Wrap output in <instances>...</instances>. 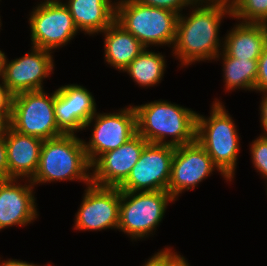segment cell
<instances>
[{
    "mask_svg": "<svg viewBox=\"0 0 267 266\" xmlns=\"http://www.w3.org/2000/svg\"><path fill=\"white\" fill-rule=\"evenodd\" d=\"M0 266H43V265L42 264L40 265L39 263L23 261L21 259H15V258L3 259L0 256Z\"/></svg>",
    "mask_w": 267,
    "mask_h": 266,
    "instance_id": "obj_31",
    "label": "cell"
},
{
    "mask_svg": "<svg viewBox=\"0 0 267 266\" xmlns=\"http://www.w3.org/2000/svg\"><path fill=\"white\" fill-rule=\"evenodd\" d=\"M38 187L57 182L91 184V163L85 152L82 137L62 134L44 140L36 173L30 180Z\"/></svg>",
    "mask_w": 267,
    "mask_h": 266,
    "instance_id": "obj_4",
    "label": "cell"
},
{
    "mask_svg": "<svg viewBox=\"0 0 267 266\" xmlns=\"http://www.w3.org/2000/svg\"><path fill=\"white\" fill-rule=\"evenodd\" d=\"M214 1H221V0H192V2H214Z\"/></svg>",
    "mask_w": 267,
    "mask_h": 266,
    "instance_id": "obj_35",
    "label": "cell"
},
{
    "mask_svg": "<svg viewBox=\"0 0 267 266\" xmlns=\"http://www.w3.org/2000/svg\"><path fill=\"white\" fill-rule=\"evenodd\" d=\"M137 134L148 143L182 146L196 140L197 113L191 108L158 99L134 105Z\"/></svg>",
    "mask_w": 267,
    "mask_h": 266,
    "instance_id": "obj_2",
    "label": "cell"
},
{
    "mask_svg": "<svg viewBox=\"0 0 267 266\" xmlns=\"http://www.w3.org/2000/svg\"><path fill=\"white\" fill-rule=\"evenodd\" d=\"M178 14L135 0H116L115 20L132 33L145 48L172 49L176 38Z\"/></svg>",
    "mask_w": 267,
    "mask_h": 266,
    "instance_id": "obj_5",
    "label": "cell"
},
{
    "mask_svg": "<svg viewBox=\"0 0 267 266\" xmlns=\"http://www.w3.org/2000/svg\"><path fill=\"white\" fill-rule=\"evenodd\" d=\"M210 106L207 117L197 113L196 141L220 171L233 182L242 149L239 128L221 97L214 98Z\"/></svg>",
    "mask_w": 267,
    "mask_h": 266,
    "instance_id": "obj_3",
    "label": "cell"
},
{
    "mask_svg": "<svg viewBox=\"0 0 267 266\" xmlns=\"http://www.w3.org/2000/svg\"><path fill=\"white\" fill-rule=\"evenodd\" d=\"M91 130L89 140L82 138L91 165L104 153L128 142L137 134L133 104L118 110L97 113L85 124L83 132Z\"/></svg>",
    "mask_w": 267,
    "mask_h": 266,
    "instance_id": "obj_8",
    "label": "cell"
},
{
    "mask_svg": "<svg viewBox=\"0 0 267 266\" xmlns=\"http://www.w3.org/2000/svg\"><path fill=\"white\" fill-rule=\"evenodd\" d=\"M227 18L232 19L229 0L193 2L178 16L176 38L170 54L178 60L180 69L214 62L223 50L224 37L220 36V27Z\"/></svg>",
    "mask_w": 267,
    "mask_h": 266,
    "instance_id": "obj_1",
    "label": "cell"
},
{
    "mask_svg": "<svg viewBox=\"0 0 267 266\" xmlns=\"http://www.w3.org/2000/svg\"><path fill=\"white\" fill-rule=\"evenodd\" d=\"M224 35L223 51L229 57L258 60L267 42V24L237 21Z\"/></svg>",
    "mask_w": 267,
    "mask_h": 266,
    "instance_id": "obj_18",
    "label": "cell"
},
{
    "mask_svg": "<svg viewBox=\"0 0 267 266\" xmlns=\"http://www.w3.org/2000/svg\"><path fill=\"white\" fill-rule=\"evenodd\" d=\"M140 266H162V249L154 252L153 255L145 259V262Z\"/></svg>",
    "mask_w": 267,
    "mask_h": 266,
    "instance_id": "obj_32",
    "label": "cell"
},
{
    "mask_svg": "<svg viewBox=\"0 0 267 266\" xmlns=\"http://www.w3.org/2000/svg\"><path fill=\"white\" fill-rule=\"evenodd\" d=\"M38 1L41 2V0ZM53 1H62V0H42V2H53Z\"/></svg>",
    "mask_w": 267,
    "mask_h": 266,
    "instance_id": "obj_36",
    "label": "cell"
},
{
    "mask_svg": "<svg viewBox=\"0 0 267 266\" xmlns=\"http://www.w3.org/2000/svg\"><path fill=\"white\" fill-rule=\"evenodd\" d=\"M232 20L267 24V0H229Z\"/></svg>",
    "mask_w": 267,
    "mask_h": 266,
    "instance_id": "obj_23",
    "label": "cell"
},
{
    "mask_svg": "<svg viewBox=\"0 0 267 266\" xmlns=\"http://www.w3.org/2000/svg\"><path fill=\"white\" fill-rule=\"evenodd\" d=\"M2 17H1V14H0V32H1V30H2V25H3V23H2Z\"/></svg>",
    "mask_w": 267,
    "mask_h": 266,
    "instance_id": "obj_38",
    "label": "cell"
},
{
    "mask_svg": "<svg viewBox=\"0 0 267 266\" xmlns=\"http://www.w3.org/2000/svg\"><path fill=\"white\" fill-rule=\"evenodd\" d=\"M29 11L26 18L33 47L55 53L80 35L69 9L62 1H37Z\"/></svg>",
    "mask_w": 267,
    "mask_h": 266,
    "instance_id": "obj_7",
    "label": "cell"
},
{
    "mask_svg": "<svg viewBox=\"0 0 267 266\" xmlns=\"http://www.w3.org/2000/svg\"><path fill=\"white\" fill-rule=\"evenodd\" d=\"M165 53L144 48V50L121 72L141 89L157 87L164 80L167 59Z\"/></svg>",
    "mask_w": 267,
    "mask_h": 266,
    "instance_id": "obj_21",
    "label": "cell"
},
{
    "mask_svg": "<svg viewBox=\"0 0 267 266\" xmlns=\"http://www.w3.org/2000/svg\"><path fill=\"white\" fill-rule=\"evenodd\" d=\"M97 110L93 93L80 83L64 84L54 90L55 118L64 134L83 133L85 124Z\"/></svg>",
    "mask_w": 267,
    "mask_h": 266,
    "instance_id": "obj_15",
    "label": "cell"
},
{
    "mask_svg": "<svg viewBox=\"0 0 267 266\" xmlns=\"http://www.w3.org/2000/svg\"><path fill=\"white\" fill-rule=\"evenodd\" d=\"M13 130L43 140L64 134L57 126L54 91H25L14 95L8 124Z\"/></svg>",
    "mask_w": 267,
    "mask_h": 266,
    "instance_id": "obj_9",
    "label": "cell"
},
{
    "mask_svg": "<svg viewBox=\"0 0 267 266\" xmlns=\"http://www.w3.org/2000/svg\"><path fill=\"white\" fill-rule=\"evenodd\" d=\"M79 32L94 37L110 26L116 17V0H62Z\"/></svg>",
    "mask_w": 267,
    "mask_h": 266,
    "instance_id": "obj_19",
    "label": "cell"
},
{
    "mask_svg": "<svg viewBox=\"0 0 267 266\" xmlns=\"http://www.w3.org/2000/svg\"><path fill=\"white\" fill-rule=\"evenodd\" d=\"M43 266H55L52 262H48L46 264H43Z\"/></svg>",
    "mask_w": 267,
    "mask_h": 266,
    "instance_id": "obj_37",
    "label": "cell"
},
{
    "mask_svg": "<svg viewBox=\"0 0 267 266\" xmlns=\"http://www.w3.org/2000/svg\"><path fill=\"white\" fill-rule=\"evenodd\" d=\"M6 125L7 124L0 118V135L3 134Z\"/></svg>",
    "mask_w": 267,
    "mask_h": 266,
    "instance_id": "obj_34",
    "label": "cell"
},
{
    "mask_svg": "<svg viewBox=\"0 0 267 266\" xmlns=\"http://www.w3.org/2000/svg\"><path fill=\"white\" fill-rule=\"evenodd\" d=\"M6 53L4 50L0 49V77H2L3 71H4V63L6 59Z\"/></svg>",
    "mask_w": 267,
    "mask_h": 266,
    "instance_id": "obj_33",
    "label": "cell"
},
{
    "mask_svg": "<svg viewBox=\"0 0 267 266\" xmlns=\"http://www.w3.org/2000/svg\"><path fill=\"white\" fill-rule=\"evenodd\" d=\"M260 96L258 115H260L259 122L262 129L261 135L267 136V93H261Z\"/></svg>",
    "mask_w": 267,
    "mask_h": 266,
    "instance_id": "obj_30",
    "label": "cell"
},
{
    "mask_svg": "<svg viewBox=\"0 0 267 266\" xmlns=\"http://www.w3.org/2000/svg\"><path fill=\"white\" fill-rule=\"evenodd\" d=\"M99 35L104 37V64L118 72H122L145 48L116 20Z\"/></svg>",
    "mask_w": 267,
    "mask_h": 266,
    "instance_id": "obj_20",
    "label": "cell"
},
{
    "mask_svg": "<svg viewBox=\"0 0 267 266\" xmlns=\"http://www.w3.org/2000/svg\"><path fill=\"white\" fill-rule=\"evenodd\" d=\"M8 179L31 180L37 171L43 139L24 135L9 125L4 129Z\"/></svg>",
    "mask_w": 267,
    "mask_h": 266,
    "instance_id": "obj_17",
    "label": "cell"
},
{
    "mask_svg": "<svg viewBox=\"0 0 267 266\" xmlns=\"http://www.w3.org/2000/svg\"><path fill=\"white\" fill-rule=\"evenodd\" d=\"M162 248V266H192L186 256L177 252L174 247L163 246ZM175 249V250H174ZM186 257V258H185Z\"/></svg>",
    "mask_w": 267,
    "mask_h": 266,
    "instance_id": "obj_27",
    "label": "cell"
},
{
    "mask_svg": "<svg viewBox=\"0 0 267 266\" xmlns=\"http://www.w3.org/2000/svg\"><path fill=\"white\" fill-rule=\"evenodd\" d=\"M30 47L21 57L9 60L8 55L6 56L1 78L14 95L46 89L44 81L51 78L57 68L52 51Z\"/></svg>",
    "mask_w": 267,
    "mask_h": 266,
    "instance_id": "obj_12",
    "label": "cell"
},
{
    "mask_svg": "<svg viewBox=\"0 0 267 266\" xmlns=\"http://www.w3.org/2000/svg\"><path fill=\"white\" fill-rule=\"evenodd\" d=\"M0 178L8 179L7 149L4 132L0 135Z\"/></svg>",
    "mask_w": 267,
    "mask_h": 266,
    "instance_id": "obj_29",
    "label": "cell"
},
{
    "mask_svg": "<svg viewBox=\"0 0 267 266\" xmlns=\"http://www.w3.org/2000/svg\"><path fill=\"white\" fill-rule=\"evenodd\" d=\"M175 147L148 143L127 179L118 187L121 191H167Z\"/></svg>",
    "mask_w": 267,
    "mask_h": 266,
    "instance_id": "obj_13",
    "label": "cell"
},
{
    "mask_svg": "<svg viewBox=\"0 0 267 266\" xmlns=\"http://www.w3.org/2000/svg\"><path fill=\"white\" fill-rule=\"evenodd\" d=\"M214 172L221 175L226 183L232 184L196 140L175 147L167 191L177 201L185 191L195 190L201 182L214 175Z\"/></svg>",
    "mask_w": 267,
    "mask_h": 266,
    "instance_id": "obj_10",
    "label": "cell"
},
{
    "mask_svg": "<svg viewBox=\"0 0 267 266\" xmlns=\"http://www.w3.org/2000/svg\"><path fill=\"white\" fill-rule=\"evenodd\" d=\"M255 93H267V42L262 55L258 59V74L255 84Z\"/></svg>",
    "mask_w": 267,
    "mask_h": 266,
    "instance_id": "obj_28",
    "label": "cell"
},
{
    "mask_svg": "<svg viewBox=\"0 0 267 266\" xmlns=\"http://www.w3.org/2000/svg\"><path fill=\"white\" fill-rule=\"evenodd\" d=\"M249 153L255 172L263 179L267 192V136L259 134L249 143Z\"/></svg>",
    "mask_w": 267,
    "mask_h": 266,
    "instance_id": "obj_24",
    "label": "cell"
},
{
    "mask_svg": "<svg viewBox=\"0 0 267 266\" xmlns=\"http://www.w3.org/2000/svg\"><path fill=\"white\" fill-rule=\"evenodd\" d=\"M84 192L74 214L73 228L78 231L99 232L114 230L117 232L120 213V189L90 184L83 187Z\"/></svg>",
    "mask_w": 267,
    "mask_h": 266,
    "instance_id": "obj_11",
    "label": "cell"
},
{
    "mask_svg": "<svg viewBox=\"0 0 267 266\" xmlns=\"http://www.w3.org/2000/svg\"><path fill=\"white\" fill-rule=\"evenodd\" d=\"M221 60V61H220ZM222 64V77L225 94L237 91L255 92L258 74V60H244L229 57L223 50L214 62Z\"/></svg>",
    "mask_w": 267,
    "mask_h": 266,
    "instance_id": "obj_22",
    "label": "cell"
},
{
    "mask_svg": "<svg viewBox=\"0 0 267 266\" xmlns=\"http://www.w3.org/2000/svg\"><path fill=\"white\" fill-rule=\"evenodd\" d=\"M14 94L7 88L0 77V118L8 125L12 115Z\"/></svg>",
    "mask_w": 267,
    "mask_h": 266,
    "instance_id": "obj_26",
    "label": "cell"
},
{
    "mask_svg": "<svg viewBox=\"0 0 267 266\" xmlns=\"http://www.w3.org/2000/svg\"><path fill=\"white\" fill-rule=\"evenodd\" d=\"M148 142L136 134L120 147L102 154L91 165V184L119 187L129 176Z\"/></svg>",
    "mask_w": 267,
    "mask_h": 266,
    "instance_id": "obj_16",
    "label": "cell"
},
{
    "mask_svg": "<svg viewBox=\"0 0 267 266\" xmlns=\"http://www.w3.org/2000/svg\"><path fill=\"white\" fill-rule=\"evenodd\" d=\"M172 203H176V200L168 191L129 192L120 190L117 231L122 232L133 243L153 237L165 217L169 204Z\"/></svg>",
    "mask_w": 267,
    "mask_h": 266,
    "instance_id": "obj_6",
    "label": "cell"
},
{
    "mask_svg": "<svg viewBox=\"0 0 267 266\" xmlns=\"http://www.w3.org/2000/svg\"><path fill=\"white\" fill-rule=\"evenodd\" d=\"M36 189L27 179L0 181V232L10 227H29L39 220Z\"/></svg>",
    "mask_w": 267,
    "mask_h": 266,
    "instance_id": "obj_14",
    "label": "cell"
},
{
    "mask_svg": "<svg viewBox=\"0 0 267 266\" xmlns=\"http://www.w3.org/2000/svg\"><path fill=\"white\" fill-rule=\"evenodd\" d=\"M143 5L171 10L178 15L182 14L193 3L192 0H135ZM184 10V11H183Z\"/></svg>",
    "mask_w": 267,
    "mask_h": 266,
    "instance_id": "obj_25",
    "label": "cell"
}]
</instances>
